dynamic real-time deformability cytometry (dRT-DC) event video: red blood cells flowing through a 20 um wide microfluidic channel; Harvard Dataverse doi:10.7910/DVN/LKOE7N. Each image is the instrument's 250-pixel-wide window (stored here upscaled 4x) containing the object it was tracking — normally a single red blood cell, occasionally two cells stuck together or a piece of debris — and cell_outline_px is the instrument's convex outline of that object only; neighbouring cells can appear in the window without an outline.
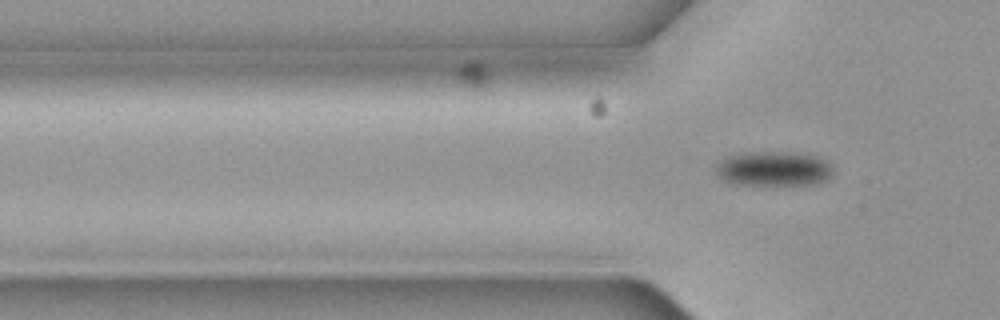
{"species": "common noctule bat (a hibernating species)", "species_latin": "Nyctalus noctula", "temperature_condition": "cold", "stored_images_in_passage": 6, "camera_frame_rate_fps": 3000, "um_per_image_px": 0.085, "animal": {"sex": "female", "body_mass_g": 19.3, "forearm_length_mm": 54.1}, "frame": {"image": 1, "passage_image": 6, "time_ms": 1.667, "image_size_px": [1000, 320], "cell_outline_px": [[832, 176], [828, 180], [816, 184], [732, 184], [716, 176], [716, 164], [720, 160], [728, 156], [752, 152], [772, 152], [812, 156], [824, 160], [832, 164]], "centroid_in_image_um": [65.73, 14.36], "position_along_channel_um": 60.1, "area_um2": 23.35}}